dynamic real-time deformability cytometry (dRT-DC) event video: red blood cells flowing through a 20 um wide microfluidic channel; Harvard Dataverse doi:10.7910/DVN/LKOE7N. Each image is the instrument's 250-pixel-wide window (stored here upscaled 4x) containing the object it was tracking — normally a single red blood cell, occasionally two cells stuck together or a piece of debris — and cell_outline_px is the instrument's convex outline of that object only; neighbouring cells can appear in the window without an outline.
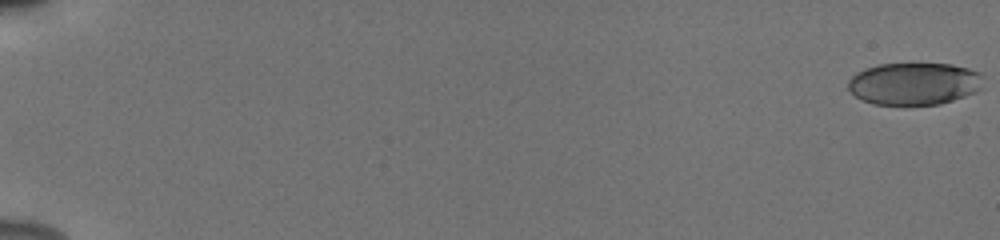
{"species": "human", "species_latin": "Homo sapiens", "temperature_condition": "cold", "stored_images_in_passage": 55, "camera_frame_rate_fps": 3000, "um_per_image_px": 0.085, "donor": {"sex": "male"}, "frame": {"image": 1, "passage_image": 1, "time_ms": 0.0, "image_size_px": [1000, 240], "cell_outline_px": [[984, 88], [976, 92], [940, 104], [908, 108], [872, 104], [860, 100], [848, 88], [848, 80], [856, 72], [864, 68], [880, 64], [952, 64], [968, 68], [980, 72], [984, 76]], "centroid_in_image_um": [77.72, 7.16], "position_along_channel_um": 7.3, "area_um2": 34.56}}
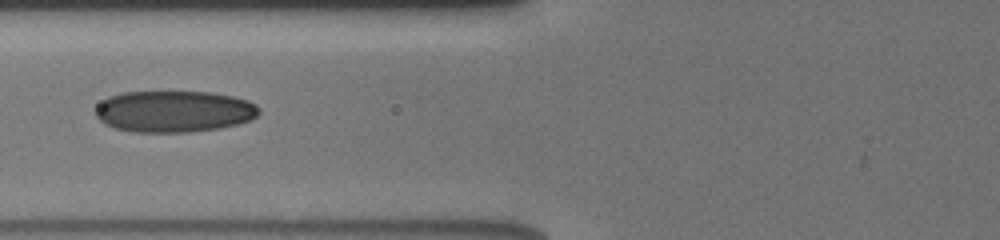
{"frame": {"image": 2, "passage_image": 25, "time_ms": 8.0, "image_size_px": [1000, 240], "cell_outline_px": [[260, 112], [252, 120], [236, 124], [216, 128], [188, 132], [132, 132], [116, 128], [104, 124], [96, 116], [96, 108], [108, 96], [124, 92], [208, 92], [232, 96], [248, 100], [256, 104], [260, 108]], "centroid_in_image_um": [14.8, 9.47], "position_along_channel_um": 111.0, "area_um2": 39.48}}
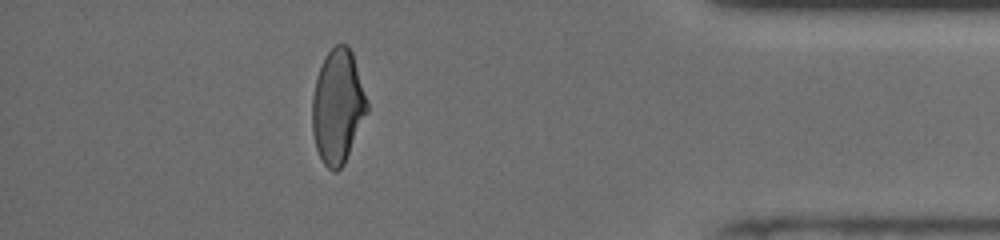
{"frame": {"image": 3, "passage_image": 50, "time_ms": 16.333, "image_size_px": [1000, 240], "cell_outline_px": [[368, 112], [344, 164], [336, 172], [332, 172], [324, 164], [316, 148], [312, 132], [312, 96], [316, 76], [324, 56], [336, 44], [348, 44], [352, 52], [368, 104]], "centroid_in_image_um": [28.69, 9.06], "position_along_channel_um": 406.5, "area_um2": 36.53}, "authors_computed_cell_mechanics": {"area_um2": 36.9342, "velocity_mm_per_s": 3.9258, "shape_relaxation_time_tau1_ms": 6.8977, "shape_relaxation_time_tau2_ms": 1.5331, "deformation_change_tau1": 0.1881, "deformation_change_tau2": 0.0724}}